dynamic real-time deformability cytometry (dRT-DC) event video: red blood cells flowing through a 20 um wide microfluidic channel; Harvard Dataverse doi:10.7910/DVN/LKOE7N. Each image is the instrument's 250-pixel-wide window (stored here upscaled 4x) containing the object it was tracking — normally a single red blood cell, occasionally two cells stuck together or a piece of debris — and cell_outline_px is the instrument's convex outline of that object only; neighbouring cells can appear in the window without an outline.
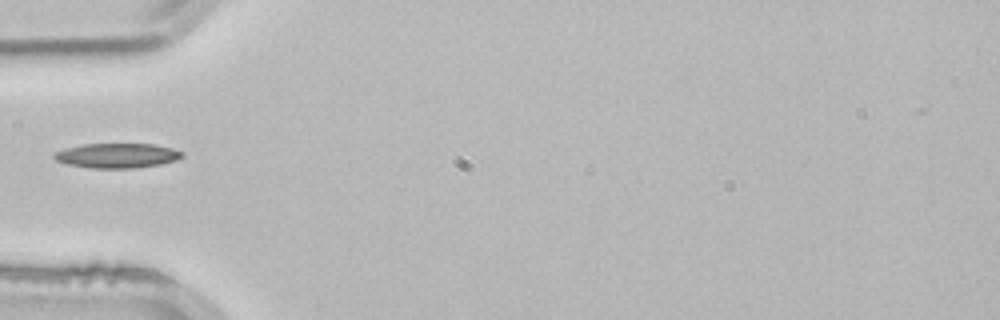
{"species": "common noctule bat (a hibernating species)", "species_latin": "Nyctalus noctula", "temperature_condition": "room temperature", "stored_images_in_passage": 1, "camera_frame_rate_fps": 3000, "um_per_image_px": 0.085, "animal": {"sex": "male", "body_mass_g": 21.5, "forearm_length_mm": 52.0}, "frame": {"image": 1, "passage_image": 1, "time_ms": 0.0, "image_size_px": [1000, 320], "cell_outline_px": [[184, 156], [176, 160], [160, 164], [136, 168], [92, 168], [68, 164], [56, 160], [52, 156], [56, 152], [68, 148], [84, 144], [152, 144], [172, 148], [184, 152]], "centroid_in_image_um": [10.0, 13.23], "position_along_channel_um": 75.0, "area_um2": 18.26}}